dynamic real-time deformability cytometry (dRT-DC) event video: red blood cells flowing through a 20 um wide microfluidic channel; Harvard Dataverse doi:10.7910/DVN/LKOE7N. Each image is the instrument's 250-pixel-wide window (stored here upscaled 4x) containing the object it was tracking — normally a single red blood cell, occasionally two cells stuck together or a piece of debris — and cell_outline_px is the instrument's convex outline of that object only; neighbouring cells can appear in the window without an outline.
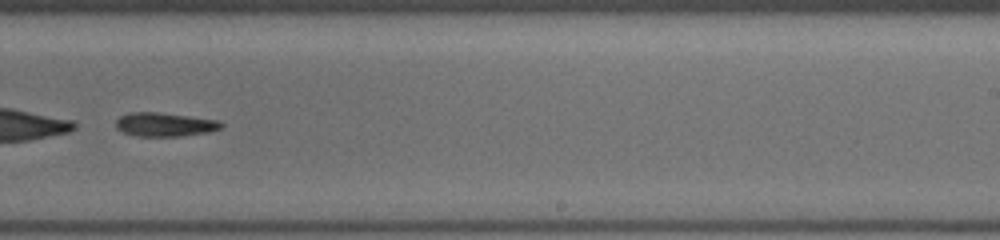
{"species": "common noctule bat (a hibernating species)", "species_latin": "Nyctalus noctula", "temperature_condition": "cold", "stored_images_in_passage": 38, "segment_of_instrument_passage": [2, 2], "camera_frame_rate_fps": 3000, "um_per_image_px": 0.085, "animal": {"sex": "female", "body_mass_g": 19.5, "forearm_length_mm": 54.1}, "frame": {"image": 1, "passage_image": 22, "time_ms": 7.0, "image_size_px": [1000, 240], "cell_outline_px": [[224, 124], [220, 128], [208, 132], [180, 136], [136, 136], [120, 132], [116, 128], [116, 120], [120, 116], [128, 112], [160, 112], [220, 120]], "centroid_in_image_um": [13.97, 10.57], "position_along_channel_um": 275.0, "area_um2": 14.8}}